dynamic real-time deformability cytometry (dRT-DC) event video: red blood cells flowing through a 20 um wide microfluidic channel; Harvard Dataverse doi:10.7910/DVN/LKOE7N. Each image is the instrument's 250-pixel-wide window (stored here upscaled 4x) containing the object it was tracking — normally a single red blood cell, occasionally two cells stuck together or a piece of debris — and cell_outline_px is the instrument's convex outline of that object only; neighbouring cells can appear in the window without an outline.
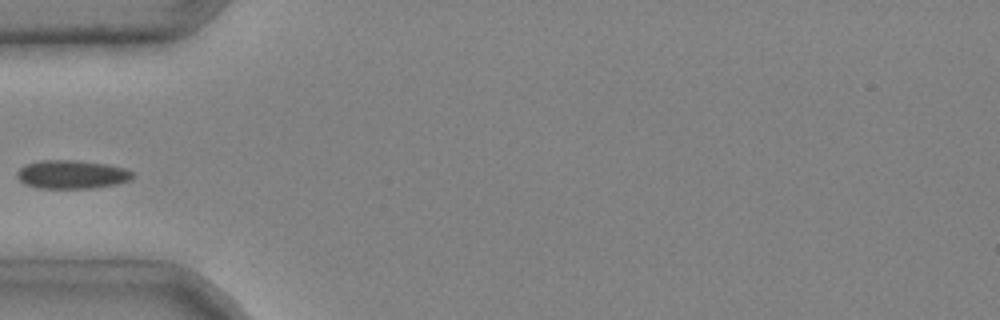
{"species": "common noctule bat (a hibernating species)", "species_latin": "Nyctalus noctula", "temperature_condition": "cold", "stored_images_in_passage": 2, "camera_frame_rate_fps": 3000, "um_per_image_px": 0.085, "animal": {"sex": "male", "body_mass_g": 20.4}, "frame": {"image": 1, "passage_image": 2, "time_ms": 0.333, "image_size_px": [1000, 320], "cell_outline_px": [[132, 176], [128, 180], [116, 184], [88, 188], [36, 188], [24, 184], [16, 176], [16, 172], [24, 164], [44, 160], [76, 160], [104, 164], [124, 168], [132, 172]], "centroid_in_image_um": [6.03, 14.82], "position_along_channel_um": 79.0, "area_um2": 19.02}}